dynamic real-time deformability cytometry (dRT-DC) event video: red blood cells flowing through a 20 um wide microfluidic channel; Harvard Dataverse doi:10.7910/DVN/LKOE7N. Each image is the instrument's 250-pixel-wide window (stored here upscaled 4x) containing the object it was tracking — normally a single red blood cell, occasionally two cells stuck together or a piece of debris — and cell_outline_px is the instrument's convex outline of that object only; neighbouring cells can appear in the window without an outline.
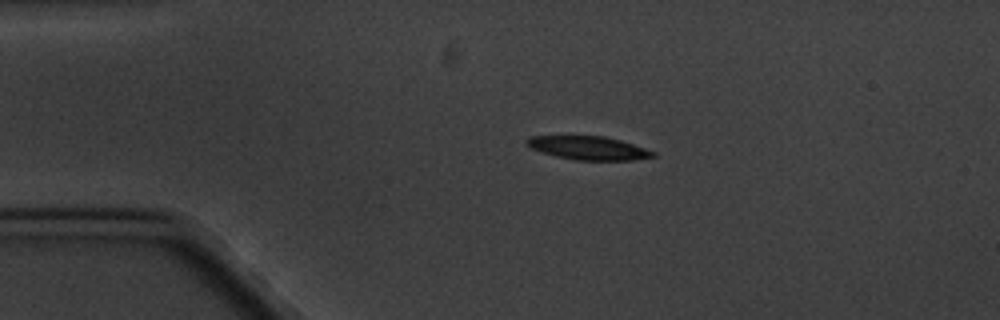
{"species": "common noctule bat (a hibernating species)", "species_latin": "Nyctalus noctula", "temperature_condition": "cold", "stored_images_in_passage": 5, "camera_frame_rate_fps": 3000, "um_per_image_px": 0.085, "animal": {"sex": "male", "body_mass_g": 20.1, "forearm_length_mm": 53.5}, "frame": {"image": 1, "passage_image": 3, "time_ms": 2.333, "image_size_px": [1000, 320], "cell_outline_px": [[656, 156], [632, 160], [576, 160], [556, 156], [540, 152], [528, 148], [524, 144], [524, 140], [528, 136], [604, 136], [620, 140], [656, 152]], "centroid_in_image_um": [49.94, 12.57], "position_along_channel_um": 35.1, "area_um2": 17.4}}
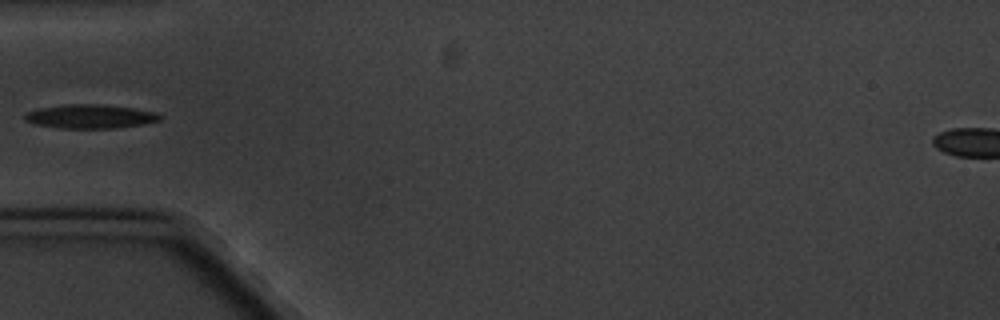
{"frame": {"image": 2, "passage_image": 5, "time_ms": 4.667, "image_size_px": [1000, 320], "cell_outline_px": [[160, 120], [144, 124], [112, 128], [60, 128], [36, 124], [24, 120], [24, 112], [40, 108], [64, 104], [100, 104], [136, 108], [156, 112], [160, 116]], "centroid_in_image_um": [7.65, 9.89], "position_along_channel_um": 77.4, "area_um2": 18.84}}